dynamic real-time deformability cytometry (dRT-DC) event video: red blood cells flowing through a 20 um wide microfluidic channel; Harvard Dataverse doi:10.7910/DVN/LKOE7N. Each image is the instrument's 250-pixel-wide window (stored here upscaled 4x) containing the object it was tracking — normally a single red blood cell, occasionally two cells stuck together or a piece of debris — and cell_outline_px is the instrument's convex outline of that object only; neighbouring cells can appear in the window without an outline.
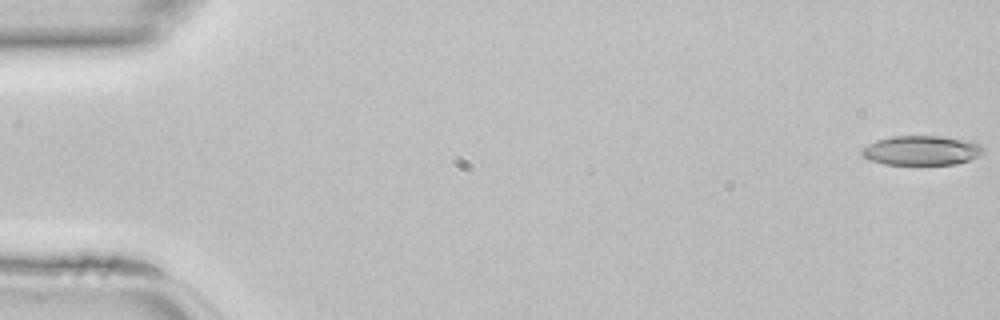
{"species": "common noctule bat (a hibernating species)", "species_latin": "Nyctalus noctula", "temperature_condition": "room temperature", "stored_images_in_passage": 7, "camera_frame_rate_fps": 3000, "um_per_image_px": 0.085, "animal": {"sex": "female", "body_mass_g": 22.7, "forearm_length_mm": 54.2}, "frame": {"image": 1, "passage_image": 1, "time_ms": 0.0, "image_size_px": [1000, 320], "cell_outline_px": [[984, 152], [968, 160], [956, 164], [884, 164], [868, 160], [860, 152], [860, 148], [876, 140], [892, 136], [944, 136], [972, 140], [980, 144], [984, 148]], "centroid_in_image_um": [78.32, 12.77], "position_along_channel_um": 6.7, "area_um2": 21.1}}